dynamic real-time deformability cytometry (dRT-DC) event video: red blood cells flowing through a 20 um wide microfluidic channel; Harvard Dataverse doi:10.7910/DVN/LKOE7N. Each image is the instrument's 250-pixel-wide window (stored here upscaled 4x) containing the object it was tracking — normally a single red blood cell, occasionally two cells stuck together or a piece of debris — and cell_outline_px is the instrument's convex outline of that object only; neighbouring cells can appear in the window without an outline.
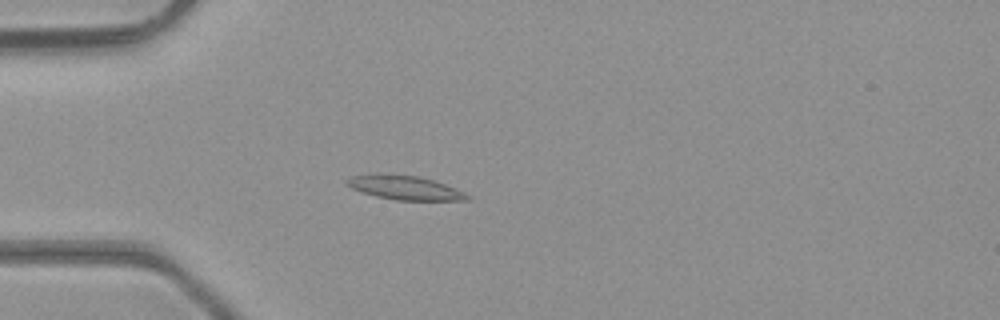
{"species": "common noctule bat (a hibernating species)", "species_latin": "Nyctalus noctula", "temperature_condition": "room temperature", "stored_images_in_passage": 47, "camera_frame_rate_fps": 3000, "um_per_image_px": 0.085, "animal": {"sex": "male", "body_mass_g": 23.1, "forearm_length_mm": 52.7}, "frame": {"image": 1, "passage_image": 13, "time_ms": 4.0, "image_size_px": [1000, 320], "cell_outline_px": [[472, 200], [396, 200], [376, 196], [360, 192], [344, 184], [344, 180], [352, 176], [376, 172], [388, 172], [416, 176], [432, 180], [456, 188], [472, 196]], "centroid_in_image_um": [34.35, 15.93], "position_along_channel_um": 50.7, "area_um2": 17.34}}
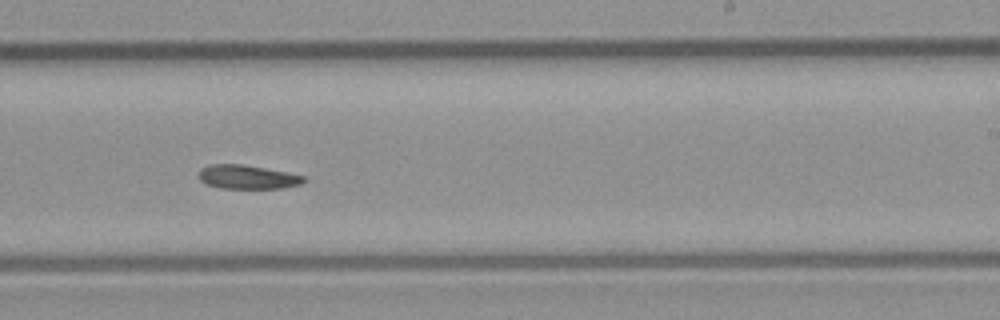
{"frame": {"image": 2, "passage_image": 29, "time_ms": 9.333, "image_size_px": [1000, 320], "cell_outline_px": [[308, 180], [300, 184], [280, 188], [220, 188], [208, 184], [200, 180], [196, 176], [200, 168], [208, 164], [244, 164], [288, 172], [304, 176]], "centroid_in_image_um": [21.0, 15.03], "position_along_channel_um": 268.0, "area_um2": 14.8}}
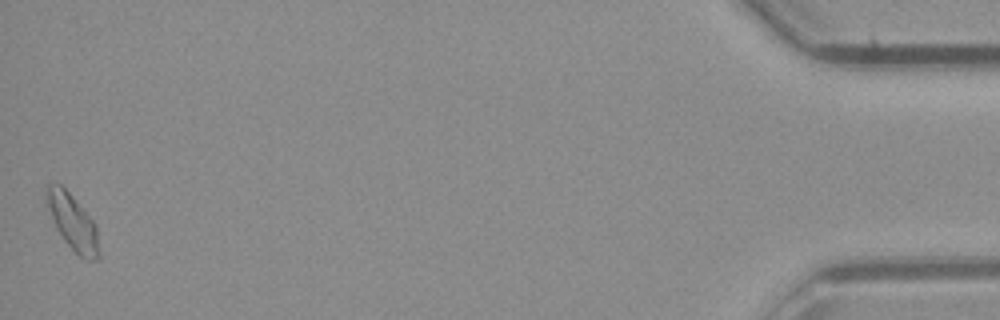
{"frame": {"image": 3, "passage_image": 47, "time_ms": 15.333, "image_size_px": [1000, 320], "cell_outline_px": [[100, 260], [88, 260], [80, 256], [64, 240], [56, 228], [44, 196], [44, 188], [48, 184], [60, 184], [72, 196], [92, 220], [96, 228], [100, 252]], "centroid_in_image_um": [6.17, 18.89], "position_along_channel_um": 429.0, "area_um2": 16.76}, "authors_computed_cell_mechanics": {"area_um2": 15.6638, "velocity_mm_per_s": 4.3177, "shape_relaxation_time_tau1_ms": 3.8876, "shape_relaxation_time_tau2_ms": null, "deformation_change_tau1": 0.1114, "deformation_change_tau2": null}}